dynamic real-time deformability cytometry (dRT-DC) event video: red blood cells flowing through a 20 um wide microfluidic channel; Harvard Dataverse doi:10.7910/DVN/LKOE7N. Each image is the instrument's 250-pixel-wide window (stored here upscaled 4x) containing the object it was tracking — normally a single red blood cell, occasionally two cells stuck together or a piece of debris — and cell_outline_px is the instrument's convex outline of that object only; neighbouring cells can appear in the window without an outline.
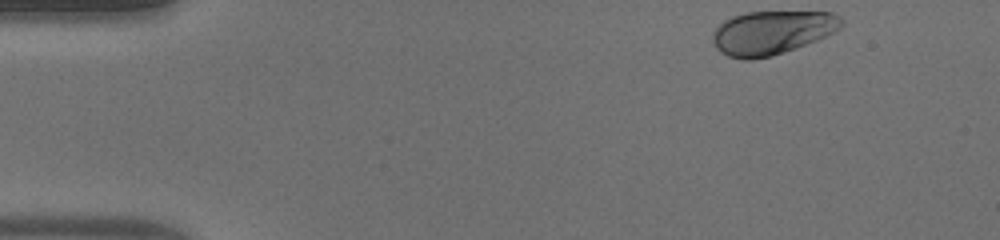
{"species": "human", "species_latin": "Homo sapiens", "temperature_condition": "warm", "stored_images_in_passage": 39, "camera_frame_rate_fps": 3000, "um_per_image_px": 0.085, "donor": {"sex": "male"}, "frame": {"image": 1, "passage_image": 1, "time_ms": 0.0, "image_size_px": [1000, 240], "cell_outline_px": [[844, 24], [840, 28], [816, 40], [796, 48], [772, 56], [752, 60], [744, 60], [728, 56], [720, 52], [716, 48], [712, 40], [712, 32], [724, 20], [732, 16], [748, 12], [832, 12], [840, 16], [844, 20]], "centroid_in_image_um": [65.59, 2.77], "position_along_channel_um": 19.4, "area_um2": 32.89}}
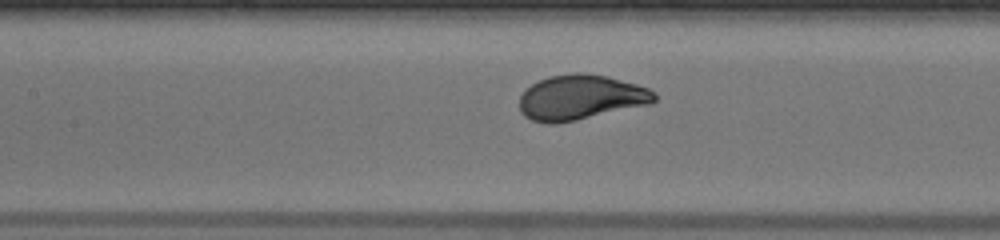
{"frame": {"image": 2, "passage_image": 19, "time_ms": 6.0, "image_size_px": [1000, 240], "cell_outline_px": [[656, 100], [652, 104], [576, 120], [556, 124], [548, 124], [532, 120], [524, 116], [520, 112], [520, 96], [532, 84], [548, 76], [576, 72], [580, 72], [608, 76], [636, 84], [648, 88], [656, 92]], "centroid_in_image_um": [49.38, 8.28], "position_along_channel_um": 158.0, "area_um2": 35.55}}
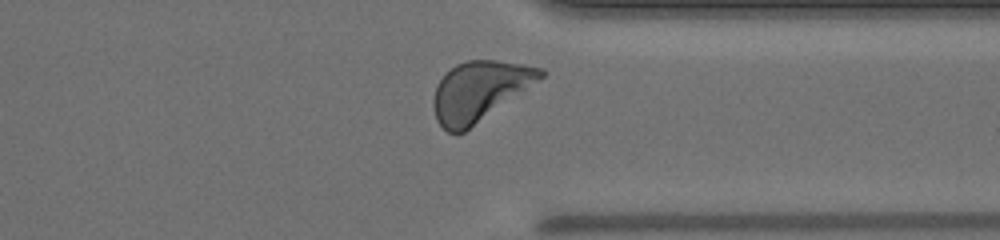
{"frame": {"image": 3, "passage_image": 35, "time_ms": 11.333, "image_size_px": [1000, 240], "cell_outline_px": [[544, 76], [464, 132], [456, 136], [448, 132], [436, 120], [432, 104], [432, 100], [436, 84], [456, 64], [468, 60], [496, 60], [544, 68]], "centroid_in_image_um": [40.7, 7.75], "position_along_channel_um": 370.7, "area_um2": 36.7}, "authors_computed_cell_mechanics": {"area_um2": 34.9112, "velocity_mm_per_s": 4.0087, "shape_relaxation_time_tau1_ms": 2.4402, "shape_relaxation_time_tau2_ms": null, "deformation_change_tau1": 0.1516, "deformation_change_tau2": null}}